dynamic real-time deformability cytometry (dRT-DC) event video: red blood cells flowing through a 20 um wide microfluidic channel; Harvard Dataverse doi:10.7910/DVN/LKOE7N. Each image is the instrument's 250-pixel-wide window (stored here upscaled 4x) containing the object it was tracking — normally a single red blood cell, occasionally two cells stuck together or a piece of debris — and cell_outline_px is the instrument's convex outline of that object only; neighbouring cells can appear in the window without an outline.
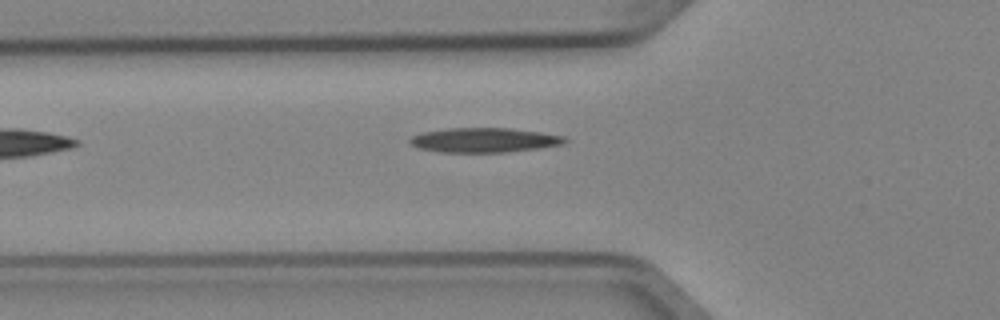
{"species": "Egyptian fruit bat (a non-hibernating species)", "species_latin": "Rousettus aegyptiacus", "temperature_condition": "cold", "stored_images_in_passage": 6, "camera_frame_rate_fps": 3000, "um_per_image_px": 0.085, "animal": {"sex": "female"}, "frame": {"image": 1, "passage_image": 6, "time_ms": 1.667, "image_size_px": [1000, 320], "cell_outline_px": [[568, 140], [564, 144], [540, 148], [504, 152], [440, 152], [416, 148], [408, 140], [412, 136], [420, 132], [444, 128], [512, 128], [540, 132], [564, 136]], "centroid_in_image_um": [41.13, 11.9], "position_along_channel_um": 84.7, "area_um2": 22.37}}